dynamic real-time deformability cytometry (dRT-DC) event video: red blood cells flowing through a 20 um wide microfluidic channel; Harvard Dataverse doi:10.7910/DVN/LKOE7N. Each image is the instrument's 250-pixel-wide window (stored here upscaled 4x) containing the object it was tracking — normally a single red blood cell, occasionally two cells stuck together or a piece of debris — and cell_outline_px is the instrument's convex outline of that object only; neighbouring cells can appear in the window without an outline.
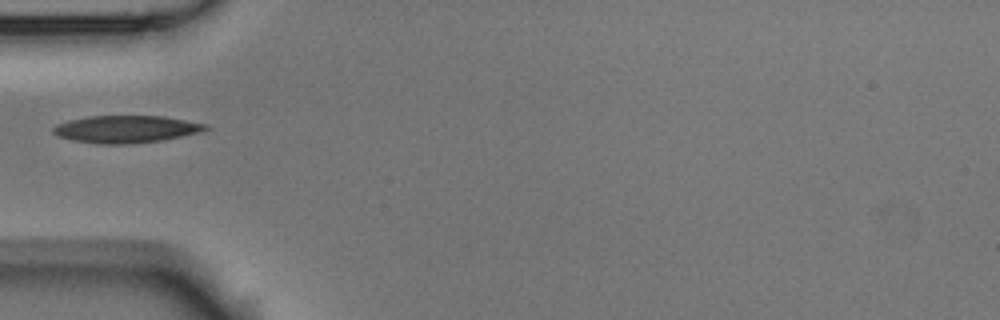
{"species": "Egyptian fruit bat (a non-hibernating species)", "species_latin": "Rousettus aegyptiacus", "temperature_condition": "room temperature", "stored_images_in_passage": 1, "camera_frame_rate_fps": 3000, "um_per_image_px": 0.085, "animal": {"sex": "male"}, "frame": {"image": 1, "passage_image": 1, "time_ms": 0.0, "image_size_px": [1000, 320], "cell_outline_px": [[212, 128], [204, 132], [164, 140], [128, 144], [96, 144], [72, 140], [56, 136], [52, 132], [52, 128], [56, 124], [68, 120], [88, 116], [164, 116], [208, 124]], "centroid_in_image_um": [10.75, 10.98], "position_along_channel_um": 74.2, "area_um2": 24.74}}